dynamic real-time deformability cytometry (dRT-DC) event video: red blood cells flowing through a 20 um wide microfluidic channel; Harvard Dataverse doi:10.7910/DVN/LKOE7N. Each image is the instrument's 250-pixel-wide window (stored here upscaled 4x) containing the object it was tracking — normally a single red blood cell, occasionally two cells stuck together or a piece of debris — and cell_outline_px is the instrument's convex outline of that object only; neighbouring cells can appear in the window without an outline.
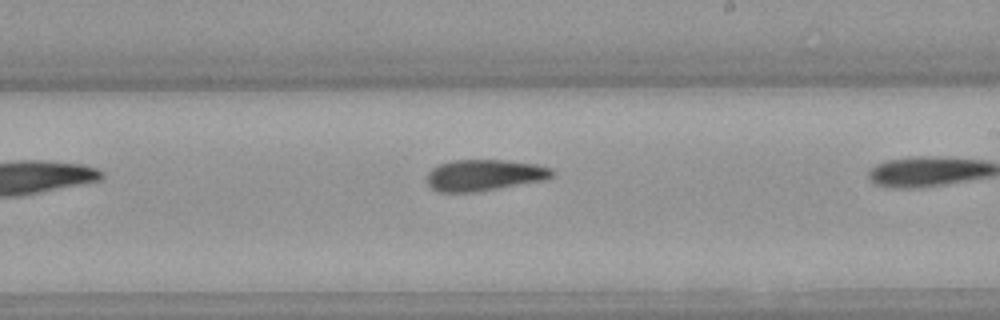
{"species": "Egyptian fruit bat (a non-hibernating species)", "species_latin": "Rousettus aegyptiacus", "temperature_condition": "warm", "stored_images_in_passage": 8, "camera_frame_rate_fps": 3000, "um_per_image_px": 0.085, "animal": {"sex": "female"}, "frame": {"image": 1, "passage_image": 7, "time_ms": 2.0, "image_size_px": [1000, 320], "cell_outline_px": [[556, 172], [552, 176], [544, 180], [476, 192], [440, 192], [432, 188], [428, 184], [428, 172], [432, 168], [440, 164], [452, 160], [504, 160], [536, 164], [552, 168]], "centroid_in_image_um": [41.18, 14.88], "position_along_channel_um": 247.8, "area_um2": 22.77}}